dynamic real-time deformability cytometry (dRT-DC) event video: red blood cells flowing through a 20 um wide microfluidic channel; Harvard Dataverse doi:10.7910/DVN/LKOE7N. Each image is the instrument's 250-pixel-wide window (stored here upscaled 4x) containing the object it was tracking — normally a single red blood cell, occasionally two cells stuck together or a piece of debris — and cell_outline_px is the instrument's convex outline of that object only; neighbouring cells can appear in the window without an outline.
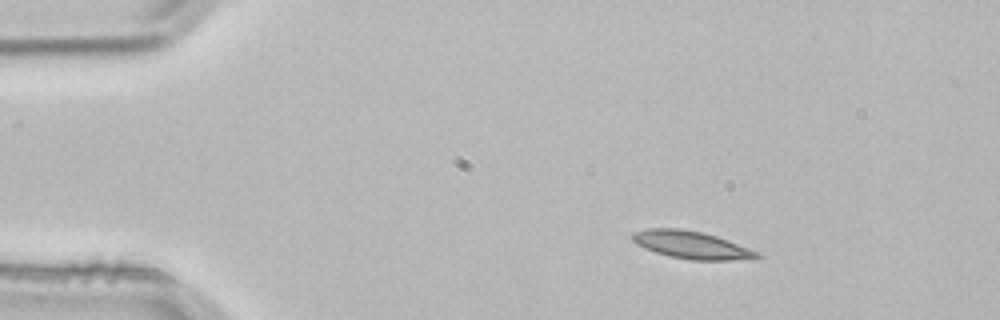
{"species": "common noctule bat (a hibernating species)", "species_latin": "Nyctalus noctula", "temperature_condition": "room temperature", "stored_images_in_passage": 2, "camera_frame_rate_fps": 3000, "um_per_image_px": 0.085, "animal": {"sex": "male", "body_mass_g": 21.5, "forearm_length_mm": 52.0}, "frame": {"image": 1, "passage_image": 1, "time_ms": 0.0, "image_size_px": [1000, 320], "cell_outline_px": [[764, 256], [752, 260], [692, 260], [672, 256], [656, 252], [644, 248], [636, 244], [628, 236], [632, 232], [648, 228], [680, 228], [700, 232], [716, 236], [728, 240], [760, 252]], "centroid_in_image_um": [58.8, 20.82], "position_along_channel_um": 26.2, "area_um2": 20.29}}